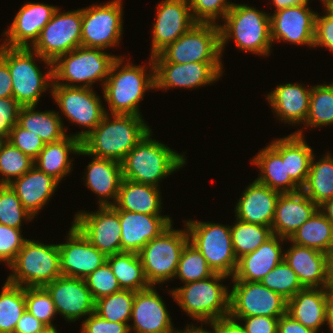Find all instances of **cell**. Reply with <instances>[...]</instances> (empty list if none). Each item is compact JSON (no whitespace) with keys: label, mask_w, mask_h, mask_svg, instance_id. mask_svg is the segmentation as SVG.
<instances>
[{"label":"cell","mask_w":333,"mask_h":333,"mask_svg":"<svg viewBox=\"0 0 333 333\" xmlns=\"http://www.w3.org/2000/svg\"><path fill=\"white\" fill-rule=\"evenodd\" d=\"M38 333H59L55 326H46Z\"/></svg>","instance_id":"obj_66"},{"label":"cell","mask_w":333,"mask_h":333,"mask_svg":"<svg viewBox=\"0 0 333 333\" xmlns=\"http://www.w3.org/2000/svg\"><path fill=\"white\" fill-rule=\"evenodd\" d=\"M81 28L82 8L61 12L58 7L31 49L54 62L59 56L82 46Z\"/></svg>","instance_id":"obj_14"},{"label":"cell","mask_w":333,"mask_h":333,"mask_svg":"<svg viewBox=\"0 0 333 333\" xmlns=\"http://www.w3.org/2000/svg\"><path fill=\"white\" fill-rule=\"evenodd\" d=\"M188 326H186V328H184V330H178L176 333H215L214 329L212 331H208L207 329L205 330L202 326L203 324L201 323V325L199 327L193 325V324H187Z\"/></svg>","instance_id":"obj_65"},{"label":"cell","mask_w":333,"mask_h":333,"mask_svg":"<svg viewBox=\"0 0 333 333\" xmlns=\"http://www.w3.org/2000/svg\"><path fill=\"white\" fill-rule=\"evenodd\" d=\"M135 291L121 290L95 301V313L111 322L128 323L131 319Z\"/></svg>","instance_id":"obj_44"},{"label":"cell","mask_w":333,"mask_h":333,"mask_svg":"<svg viewBox=\"0 0 333 333\" xmlns=\"http://www.w3.org/2000/svg\"><path fill=\"white\" fill-rule=\"evenodd\" d=\"M35 57L49 67L46 73L41 72ZM0 58L7 64L11 74L13 98L21 106H37L42 94L52 88L53 62L31 48H10L2 44Z\"/></svg>","instance_id":"obj_5"},{"label":"cell","mask_w":333,"mask_h":333,"mask_svg":"<svg viewBox=\"0 0 333 333\" xmlns=\"http://www.w3.org/2000/svg\"><path fill=\"white\" fill-rule=\"evenodd\" d=\"M251 163L259 168V176L255 179L259 183L280 193H294L301 190L287 173L286 157H282L271 143L262 148Z\"/></svg>","instance_id":"obj_32"},{"label":"cell","mask_w":333,"mask_h":333,"mask_svg":"<svg viewBox=\"0 0 333 333\" xmlns=\"http://www.w3.org/2000/svg\"><path fill=\"white\" fill-rule=\"evenodd\" d=\"M155 286L135 292L130 333H176L165 302ZM133 325V326H132ZM176 329V330H175Z\"/></svg>","instance_id":"obj_23"},{"label":"cell","mask_w":333,"mask_h":333,"mask_svg":"<svg viewBox=\"0 0 333 333\" xmlns=\"http://www.w3.org/2000/svg\"><path fill=\"white\" fill-rule=\"evenodd\" d=\"M121 226V252L139 253L152 239L158 237L173 222L168 215H148L144 213L119 210Z\"/></svg>","instance_id":"obj_24"},{"label":"cell","mask_w":333,"mask_h":333,"mask_svg":"<svg viewBox=\"0 0 333 333\" xmlns=\"http://www.w3.org/2000/svg\"><path fill=\"white\" fill-rule=\"evenodd\" d=\"M185 228L189 242L206 259L214 273H221L231 278L237 267V258L233 249L230 225L186 220Z\"/></svg>","instance_id":"obj_10"},{"label":"cell","mask_w":333,"mask_h":333,"mask_svg":"<svg viewBox=\"0 0 333 333\" xmlns=\"http://www.w3.org/2000/svg\"><path fill=\"white\" fill-rule=\"evenodd\" d=\"M66 240L58 244L62 275L84 279L107 261V256L91 244L73 223Z\"/></svg>","instance_id":"obj_18"},{"label":"cell","mask_w":333,"mask_h":333,"mask_svg":"<svg viewBox=\"0 0 333 333\" xmlns=\"http://www.w3.org/2000/svg\"><path fill=\"white\" fill-rule=\"evenodd\" d=\"M236 223L230 226L233 249L236 258L254 252L273 233L271 227L247 223L236 218Z\"/></svg>","instance_id":"obj_42"},{"label":"cell","mask_w":333,"mask_h":333,"mask_svg":"<svg viewBox=\"0 0 333 333\" xmlns=\"http://www.w3.org/2000/svg\"><path fill=\"white\" fill-rule=\"evenodd\" d=\"M288 240L296 245L312 248L331 256L333 253V224L318 209Z\"/></svg>","instance_id":"obj_38"},{"label":"cell","mask_w":333,"mask_h":333,"mask_svg":"<svg viewBox=\"0 0 333 333\" xmlns=\"http://www.w3.org/2000/svg\"><path fill=\"white\" fill-rule=\"evenodd\" d=\"M50 90L52 98L65 118L84 129L88 128L76 134H70L80 140L94 130L108 112L102 105L100 96H97L91 88L52 84Z\"/></svg>","instance_id":"obj_13"},{"label":"cell","mask_w":333,"mask_h":333,"mask_svg":"<svg viewBox=\"0 0 333 333\" xmlns=\"http://www.w3.org/2000/svg\"><path fill=\"white\" fill-rule=\"evenodd\" d=\"M284 261L295 271L304 288H324L330 282L331 256L290 242Z\"/></svg>","instance_id":"obj_25"},{"label":"cell","mask_w":333,"mask_h":333,"mask_svg":"<svg viewBox=\"0 0 333 333\" xmlns=\"http://www.w3.org/2000/svg\"><path fill=\"white\" fill-rule=\"evenodd\" d=\"M330 282L333 284V262H331V269H330Z\"/></svg>","instance_id":"obj_69"},{"label":"cell","mask_w":333,"mask_h":333,"mask_svg":"<svg viewBox=\"0 0 333 333\" xmlns=\"http://www.w3.org/2000/svg\"><path fill=\"white\" fill-rule=\"evenodd\" d=\"M325 303H326V316H327V326L333 331V284L329 282L324 287Z\"/></svg>","instance_id":"obj_62"},{"label":"cell","mask_w":333,"mask_h":333,"mask_svg":"<svg viewBox=\"0 0 333 333\" xmlns=\"http://www.w3.org/2000/svg\"><path fill=\"white\" fill-rule=\"evenodd\" d=\"M285 241L287 239L273 234L254 252L238 258L236 270L230 279L260 282L265 275L283 261L284 250L281 245Z\"/></svg>","instance_id":"obj_27"},{"label":"cell","mask_w":333,"mask_h":333,"mask_svg":"<svg viewBox=\"0 0 333 333\" xmlns=\"http://www.w3.org/2000/svg\"><path fill=\"white\" fill-rule=\"evenodd\" d=\"M96 212L79 211L72 222L106 256L121 252L119 214L112 206H98Z\"/></svg>","instance_id":"obj_17"},{"label":"cell","mask_w":333,"mask_h":333,"mask_svg":"<svg viewBox=\"0 0 333 333\" xmlns=\"http://www.w3.org/2000/svg\"><path fill=\"white\" fill-rule=\"evenodd\" d=\"M155 90L196 89L219 80L223 75L222 62H191L176 64L154 62Z\"/></svg>","instance_id":"obj_16"},{"label":"cell","mask_w":333,"mask_h":333,"mask_svg":"<svg viewBox=\"0 0 333 333\" xmlns=\"http://www.w3.org/2000/svg\"><path fill=\"white\" fill-rule=\"evenodd\" d=\"M80 149L81 140L73 135H66L61 140L46 143L34 160V166L61 182L73 170L71 165L73 166L74 160L69 158L70 153L78 155Z\"/></svg>","instance_id":"obj_33"},{"label":"cell","mask_w":333,"mask_h":333,"mask_svg":"<svg viewBox=\"0 0 333 333\" xmlns=\"http://www.w3.org/2000/svg\"><path fill=\"white\" fill-rule=\"evenodd\" d=\"M118 57L103 49L79 46L53 62L52 84L92 89L94 82L101 81L103 87Z\"/></svg>","instance_id":"obj_7"},{"label":"cell","mask_w":333,"mask_h":333,"mask_svg":"<svg viewBox=\"0 0 333 333\" xmlns=\"http://www.w3.org/2000/svg\"><path fill=\"white\" fill-rule=\"evenodd\" d=\"M192 17L196 23H216V19L223 21L232 7L229 0H188Z\"/></svg>","instance_id":"obj_51"},{"label":"cell","mask_w":333,"mask_h":333,"mask_svg":"<svg viewBox=\"0 0 333 333\" xmlns=\"http://www.w3.org/2000/svg\"><path fill=\"white\" fill-rule=\"evenodd\" d=\"M84 173L87 188L97 195L99 206L116 203L122 177L121 163L111 159L92 157ZM112 199L113 201H109Z\"/></svg>","instance_id":"obj_31"},{"label":"cell","mask_w":333,"mask_h":333,"mask_svg":"<svg viewBox=\"0 0 333 333\" xmlns=\"http://www.w3.org/2000/svg\"><path fill=\"white\" fill-rule=\"evenodd\" d=\"M45 327L44 323L39 321L26 309L18 320L14 333H38Z\"/></svg>","instance_id":"obj_58"},{"label":"cell","mask_w":333,"mask_h":333,"mask_svg":"<svg viewBox=\"0 0 333 333\" xmlns=\"http://www.w3.org/2000/svg\"><path fill=\"white\" fill-rule=\"evenodd\" d=\"M150 130L142 116L107 112L96 128L81 140L78 154L121 163Z\"/></svg>","instance_id":"obj_1"},{"label":"cell","mask_w":333,"mask_h":333,"mask_svg":"<svg viewBox=\"0 0 333 333\" xmlns=\"http://www.w3.org/2000/svg\"><path fill=\"white\" fill-rule=\"evenodd\" d=\"M231 281L230 317L262 315L280 318L287 312V300L261 282Z\"/></svg>","instance_id":"obj_15"},{"label":"cell","mask_w":333,"mask_h":333,"mask_svg":"<svg viewBox=\"0 0 333 333\" xmlns=\"http://www.w3.org/2000/svg\"><path fill=\"white\" fill-rule=\"evenodd\" d=\"M8 267L12 271L6 280L9 283L22 287L44 286L62 275L59 246L27 239Z\"/></svg>","instance_id":"obj_8"},{"label":"cell","mask_w":333,"mask_h":333,"mask_svg":"<svg viewBox=\"0 0 333 333\" xmlns=\"http://www.w3.org/2000/svg\"><path fill=\"white\" fill-rule=\"evenodd\" d=\"M22 106L13 98H0V135L8 139L12 128L18 123Z\"/></svg>","instance_id":"obj_55"},{"label":"cell","mask_w":333,"mask_h":333,"mask_svg":"<svg viewBox=\"0 0 333 333\" xmlns=\"http://www.w3.org/2000/svg\"><path fill=\"white\" fill-rule=\"evenodd\" d=\"M333 124V81L330 84L312 86L306 128Z\"/></svg>","instance_id":"obj_43"},{"label":"cell","mask_w":333,"mask_h":333,"mask_svg":"<svg viewBox=\"0 0 333 333\" xmlns=\"http://www.w3.org/2000/svg\"><path fill=\"white\" fill-rule=\"evenodd\" d=\"M242 323L245 333H277L279 318L268 316L231 317Z\"/></svg>","instance_id":"obj_57"},{"label":"cell","mask_w":333,"mask_h":333,"mask_svg":"<svg viewBox=\"0 0 333 333\" xmlns=\"http://www.w3.org/2000/svg\"><path fill=\"white\" fill-rule=\"evenodd\" d=\"M325 11L333 16V0H330L328 4L325 6Z\"/></svg>","instance_id":"obj_67"},{"label":"cell","mask_w":333,"mask_h":333,"mask_svg":"<svg viewBox=\"0 0 333 333\" xmlns=\"http://www.w3.org/2000/svg\"><path fill=\"white\" fill-rule=\"evenodd\" d=\"M277 333H316L312 329L294 319L287 312L283 314L278 321Z\"/></svg>","instance_id":"obj_59"},{"label":"cell","mask_w":333,"mask_h":333,"mask_svg":"<svg viewBox=\"0 0 333 333\" xmlns=\"http://www.w3.org/2000/svg\"><path fill=\"white\" fill-rule=\"evenodd\" d=\"M313 154L310 169L301 190L319 207L333 198V155L326 152L315 161Z\"/></svg>","instance_id":"obj_39"},{"label":"cell","mask_w":333,"mask_h":333,"mask_svg":"<svg viewBox=\"0 0 333 333\" xmlns=\"http://www.w3.org/2000/svg\"><path fill=\"white\" fill-rule=\"evenodd\" d=\"M155 8L157 15L151 31V57L175 42L196 23L188 0H164Z\"/></svg>","instance_id":"obj_20"},{"label":"cell","mask_w":333,"mask_h":333,"mask_svg":"<svg viewBox=\"0 0 333 333\" xmlns=\"http://www.w3.org/2000/svg\"><path fill=\"white\" fill-rule=\"evenodd\" d=\"M312 86L306 87L301 83H285L267 94V99L277 118L292 126L305 123L309 113Z\"/></svg>","instance_id":"obj_29"},{"label":"cell","mask_w":333,"mask_h":333,"mask_svg":"<svg viewBox=\"0 0 333 333\" xmlns=\"http://www.w3.org/2000/svg\"><path fill=\"white\" fill-rule=\"evenodd\" d=\"M214 271L208 266L206 259L190 242L184 247L174 278L178 277L184 284L209 278Z\"/></svg>","instance_id":"obj_45"},{"label":"cell","mask_w":333,"mask_h":333,"mask_svg":"<svg viewBox=\"0 0 333 333\" xmlns=\"http://www.w3.org/2000/svg\"><path fill=\"white\" fill-rule=\"evenodd\" d=\"M6 141H7V139H6L4 136L0 135V150H1V148H2V145H3Z\"/></svg>","instance_id":"obj_68"},{"label":"cell","mask_w":333,"mask_h":333,"mask_svg":"<svg viewBox=\"0 0 333 333\" xmlns=\"http://www.w3.org/2000/svg\"><path fill=\"white\" fill-rule=\"evenodd\" d=\"M107 262L123 290L141 291L150 287L139 254L120 252L107 256Z\"/></svg>","instance_id":"obj_40"},{"label":"cell","mask_w":333,"mask_h":333,"mask_svg":"<svg viewBox=\"0 0 333 333\" xmlns=\"http://www.w3.org/2000/svg\"><path fill=\"white\" fill-rule=\"evenodd\" d=\"M287 313L315 332L326 323L324 288H304L287 301Z\"/></svg>","instance_id":"obj_35"},{"label":"cell","mask_w":333,"mask_h":333,"mask_svg":"<svg viewBox=\"0 0 333 333\" xmlns=\"http://www.w3.org/2000/svg\"><path fill=\"white\" fill-rule=\"evenodd\" d=\"M150 130L121 162L122 177L133 182L159 187L160 181L183 168L184 154L151 138Z\"/></svg>","instance_id":"obj_3"},{"label":"cell","mask_w":333,"mask_h":333,"mask_svg":"<svg viewBox=\"0 0 333 333\" xmlns=\"http://www.w3.org/2000/svg\"><path fill=\"white\" fill-rule=\"evenodd\" d=\"M269 15L272 43L282 40L294 45L314 46L317 12L308 4L281 9Z\"/></svg>","instance_id":"obj_21"},{"label":"cell","mask_w":333,"mask_h":333,"mask_svg":"<svg viewBox=\"0 0 333 333\" xmlns=\"http://www.w3.org/2000/svg\"><path fill=\"white\" fill-rule=\"evenodd\" d=\"M215 333H245V330L238 320L230 316L220 318L209 323Z\"/></svg>","instance_id":"obj_60"},{"label":"cell","mask_w":333,"mask_h":333,"mask_svg":"<svg viewBox=\"0 0 333 333\" xmlns=\"http://www.w3.org/2000/svg\"><path fill=\"white\" fill-rule=\"evenodd\" d=\"M152 58L154 62L176 64L222 62L219 24L195 23L185 34Z\"/></svg>","instance_id":"obj_11"},{"label":"cell","mask_w":333,"mask_h":333,"mask_svg":"<svg viewBox=\"0 0 333 333\" xmlns=\"http://www.w3.org/2000/svg\"><path fill=\"white\" fill-rule=\"evenodd\" d=\"M235 205V218L271 227L280 192L254 180L245 188Z\"/></svg>","instance_id":"obj_28"},{"label":"cell","mask_w":333,"mask_h":333,"mask_svg":"<svg viewBox=\"0 0 333 333\" xmlns=\"http://www.w3.org/2000/svg\"><path fill=\"white\" fill-rule=\"evenodd\" d=\"M220 28L221 57L226 43L234 40L236 47L260 56H269L272 39L270 15L247 4H232Z\"/></svg>","instance_id":"obj_4"},{"label":"cell","mask_w":333,"mask_h":333,"mask_svg":"<svg viewBox=\"0 0 333 333\" xmlns=\"http://www.w3.org/2000/svg\"><path fill=\"white\" fill-rule=\"evenodd\" d=\"M7 141L33 160L45 146V142L38 135L23 129L18 124L12 128Z\"/></svg>","instance_id":"obj_53"},{"label":"cell","mask_w":333,"mask_h":333,"mask_svg":"<svg viewBox=\"0 0 333 333\" xmlns=\"http://www.w3.org/2000/svg\"><path fill=\"white\" fill-rule=\"evenodd\" d=\"M13 97L11 74L7 64L0 58V98Z\"/></svg>","instance_id":"obj_61"},{"label":"cell","mask_w":333,"mask_h":333,"mask_svg":"<svg viewBox=\"0 0 333 333\" xmlns=\"http://www.w3.org/2000/svg\"><path fill=\"white\" fill-rule=\"evenodd\" d=\"M173 223L138 253L150 286L163 284L175 276L181 253L189 242L186 229H173Z\"/></svg>","instance_id":"obj_9"},{"label":"cell","mask_w":333,"mask_h":333,"mask_svg":"<svg viewBox=\"0 0 333 333\" xmlns=\"http://www.w3.org/2000/svg\"><path fill=\"white\" fill-rule=\"evenodd\" d=\"M318 209L302 190L280 193L271 226L272 233L288 240Z\"/></svg>","instance_id":"obj_26"},{"label":"cell","mask_w":333,"mask_h":333,"mask_svg":"<svg viewBox=\"0 0 333 333\" xmlns=\"http://www.w3.org/2000/svg\"><path fill=\"white\" fill-rule=\"evenodd\" d=\"M160 187L122 179L116 203L119 210L162 215Z\"/></svg>","instance_id":"obj_36"},{"label":"cell","mask_w":333,"mask_h":333,"mask_svg":"<svg viewBox=\"0 0 333 333\" xmlns=\"http://www.w3.org/2000/svg\"><path fill=\"white\" fill-rule=\"evenodd\" d=\"M26 309L46 326H54L57 315L55 305L48 291L43 287H25Z\"/></svg>","instance_id":"obj_49"},{"label":"cell","mask_w":333,"mask_h":333,"mask_svg":"<svg viewBox=\"0 0 333 333\" xmlns=\"http://www.w3.org/2000/svg\"><path fill=\"white\" fill-rule=\"evenodd\" d=\"M9 185L16 192L23 207L35 217L49 202L59 182L33 166L28 172L14 179Z\"/></svg>","instance_id":"obj_30"},{"label":"cell","mask_w":333,"mask_h":333,"mask_svg":"<svg viewBox=\"0 0 333 333\" xmlns=\"http://www.w3.org/2000/svg\"><path fill=\"white\" fill-rule=\"evenodd\" d=\"M329 1L330 0H321V2L323 3L324 7L328 4ZM308 2H309V0H308Z\"/></svg>","instance_id":"obj_70"},{"label":"cell","mask_w":333,"mask_h":333,"mask_svg":"<svg viewBox=\"0 0 333 333\" xmlns=\"http://www.w3.org/2000/svg\"><path fill=\"white\" fill-rule=\"evenodd\" d=\"M331 262H333V253H332V255H331Z\"/></svg>","instance_id":"obj_71"},{"label":"cell","mask_w":333,"mask_h":333,"mask_svg":"<svg viewBox=\"0 0 333 333\" xmlns=\"http://www.w3.org/2000/svg\"><path fill=\"white\" fill-rule=\"evenodd\" d=\"M33 219L34 217L23 207L11 186L0 184V224L21 229L22 220Z\"/></svg>","instance_id":"obj_48"},{"label":"cell","mask_w":333,"mask_h":333,"mask_svg":"<svg viewBox=\"0 0 333 333\" xmlns=\"http://www.w3.org/2000/svg\"><path fill=\"white\" fill-rule=\"evenodd\" d=\"M57 9V6L44 3H25L18 10L10 27L3 32L7 37L1 44L10 48H30Z\"/></svg>","instance_id":"obj_22"},{"label":"cell","mask_w":333,"mask_h":333,"mask_svg":"<svg viewBox=\"0 0 333 333\" xmlns=\"http://www.w3.org/2000/svg\"><path fill=\"white\" fill-rule=\"evenodd\" d=\"M25 310V287L6 281L0 293V333H14Z\"/></svg>","instance_id":"obj_41"},{"label":"cell","mask_w":333,"mask_h":333,"mask_svg":"<svg viewBox=\"0 0 333 333\" xmlns=\"http://www.w3.org/2000/svg\"><path fill=\"white\" fill-rule=\"evenodd\" d=\"M272 3L276 8L274 11L309 4L308 0H272Z\"/></svg>","instance_id":"obj_63"},{"label":"cell","mask_w":333,"mask_h":333,"mask_svg":"<svg viewBox=\"0 0 333 333\" xmlns=\"http://www.w3.org/2000/svg\"><path fill=\"white\" fill-rule=\"evenodd\" d=\"M33 166V159L6 141L0 150V184H10Z\"/></svg>","instance_id":"obj_46"},{"label":"cell","mask_w":333,"mask_h":333,"mask_svg":"<svg viewBox=\"0 0 333 333\" xmlns=\"http://www.w3.org/2000/svg\"><path fill=\"white\" fill-rule=\"evenodd\" d=\"M81 326V333H130L129 324L107 321L95 312L86 317Z\"/></svg>","instance_id":"obj_54"},{"label":"cell","mask_w":333,"mask_h":333,"mask_svg":"<svg viewBox=\"0 0 333 333\" xmlns=\"http://www.w3.org/2000/svg\"><path fill=\"white\" fill-rule=\"evenodd\" d=\"M123 15L122 0L82 8V46L107 50L119 45Z\"/></svg>","instance_id":"obj_12"},{"label":"cell","mask_w":333,"mask_h":333,"mask_svg":"<svg viewBox=\"0 0 333 333\" xmlns=\"http://www.w3.org/2000/svg\"><path fill=\"white\" fill-rule=\"evenodd\" d=\"M229 276L214 273L209 278L168 290L184 312L202 324L229 316L230 291L221 281Z\"/></svg>","instance_id":"obj_6"},{"label":"cell","mask_w":333,"mask_h":333,"mask_svg":"<svg viewBox=\"0 0 333 333\" xmlns=\"http://www.w3.org/2000/svg\"><path fill=\"white\" fill-rule=\"evenodd\" d=\"M304 137L303 131L300 129L283 138L271 141V144L282 154V157H286L287 173L300 188L306 182L310 162L314 154Z\"/></svg>","instance_id":"obj_34"},{"label":"cell","mask_w":333,"mask_h":333,"mask_svg":"<svg viewBox=\"0 0 333 333\" xmlns=\"http://www.w3.org/2000/svg\"><path fill=\"white\" fill-rule=\"evenodd\" d=\"M260 282L287 301L298 291L304 289L295 271L284 260L265 275Z\"/></svg>","instance_id":"obj_47"},{"label":"cell","mask_w":333,"mask_h":333,"mask_svg":"<svg viewBox=\"0 0 333 333\" xmlns=\"http://www.w3.org/2000/svg\"><path fill=\"white\" fill-rule=\"evenodd\" d=\"M118 57L112 64L108 78L103 86V97L107 102L110 114L138 115L139 103L147 90H155V66L149 58L150 70L145 65H133ZM122 65V66H121Z\"/></svg>","instance_id":"obj_2"},{"label":"cell","mask_w":333,"mask_h":333,"mask_svg":"<svg viewBox=\"0 0 333 333\" xmlns=\"http://www.w3.org/2000/svg\"><path fill=\"white\" fill-rule=\"evenodd\" d=\"M84 280L95 301L122 290L107 261Z\"/></svg>","instance_id":"obj_50"},{"label":"cell","mask_w":333,"mask_h":333,"mask_svg":"<svg viewBox=\"0 0 333 333\" xmlns=\"http://www.w3.org/2000/svg\"><path fill=\"white\" fill-rule=\"evenodd\" d=\"M319 209L333 224V198L325 201Z\"/></svg>","instance_id":"obj_64"},{"label":"cell","mask_w":333,"mask_h":333,"mask_svg":"<svg viewBox=\"0 0 333 333\" xmlns=\"http://www.w3.org/2000/svg\"><path fill=\"white\" fill-rule=\"evenodd\" d=\"M36 106H22L18 116V125L38 135L44 142H56L64 138L68 130L57 111H35ZM65 127V128H64ZM65 130V131H64Z\"/></svg>","instance_id":"obj_37"},{"label":"cell","mask_w":333,"mask_h":333,"mask_svg":"<svg viewBox=\"0 0 333 333\" xmlns=\"http://www.w3.org/2000/svg\"><path fill=\"white\" fill-rule=\"evenodd\" d=\"M54 302L57 314L75 322L95 311V300L82 278L61 275L43 286Z\"/></svg>","instance_id":"obj_19"},{"label":"cell","mask_w":333,"mask_h":333,"mask_svg":"<svg viewBox=\"0 0 333 333\" xmlns=\"http://www.w3.org/2000/svg\"><path fill=\"white\" fill-rule=\"evenodd\" d=\"M21 233V229L0 224V262L8 266L13 262L27 240Z\"/></svg>","instance_id":"obj_52"},{"label":"cell","mask_w":333,"mask_h":333,"mask_svg":"<svg viewBox=\"0 0 333 333\" xmlns=\"http://www.w3.org/2000/svg\"><path fill=\"white\" fill-rule=\"evenodd\" d=\"M313 47H326L333 52V16L327 11L325 15H316Z\"/></svg>","instance_id":"obj_56"}]
</instances>
